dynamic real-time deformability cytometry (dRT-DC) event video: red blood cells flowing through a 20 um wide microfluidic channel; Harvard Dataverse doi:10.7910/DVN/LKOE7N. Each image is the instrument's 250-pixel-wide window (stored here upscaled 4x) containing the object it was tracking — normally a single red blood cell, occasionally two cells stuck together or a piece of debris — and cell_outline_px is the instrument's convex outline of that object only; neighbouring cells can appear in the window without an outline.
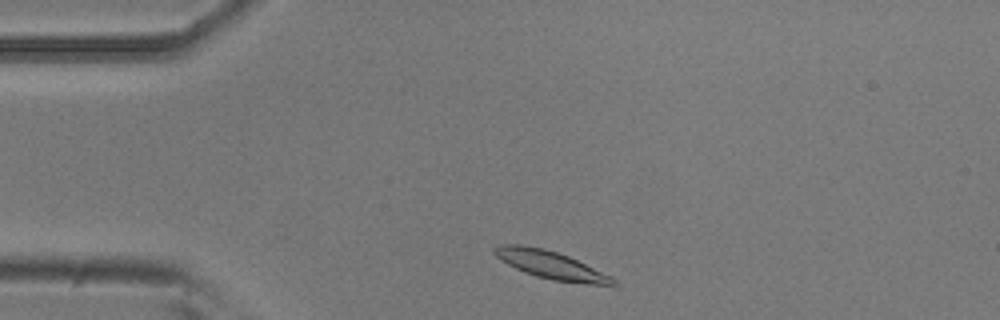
{"species": "common noctule bat (a hibernating species)", "species_latin": "Nyctalus noctula", "temperature_condition": "room temperature", "stored_images_in_passage": 46, "camera_frame_rate_fps": 3000, "um_per_image_px": 0.085, "animal": {"sex": "male", "body_mass_g": 20.5, "forearm_length_mm": 52.5}, "frame": {"image": 1, "passage_image": 3, "time_ms": 0.667, "image_size_px": [1000, 320], "cell_outline_px": [[620, 284], [616, 288], [552, 280], [536, 276], [524, 272], [500, 260], [492, 252], [492, 248], [500, 244], [524, 244], [544, 248], [568, 256], [612, 276]], "centroid_in_image_um": [46.91, 22.55], "position_along_channel_um": 38.1, "area_um2": 19.88}}
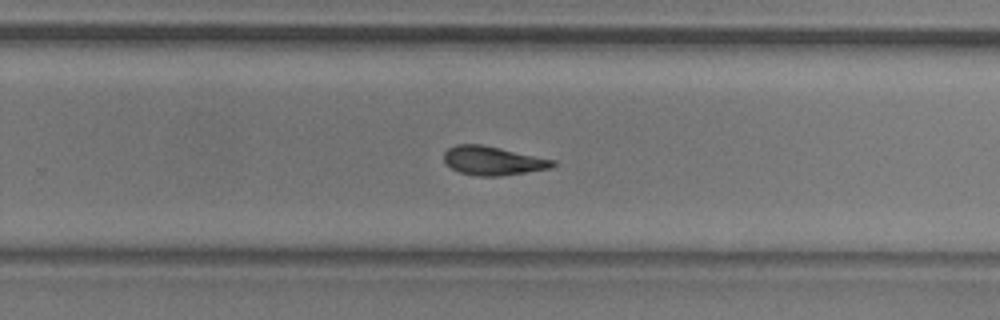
{"frame": {"image": 2, "passage_image": 26, "time_ms": 8.333, "image_size_px": [1000, 320], "cell_outline_px": [[556, 164], [552, 168], [500, 176], [480, 176], [460, 172], [452, 168], [444, 160], [444, 152], [448, 148], [456, 144], [480, 144], [500, 148], [556, 160]], "centroid_in_image_um": [41.91, 13.65], "position_along_channel_um": 287.9, "area_um2": 18.15}}
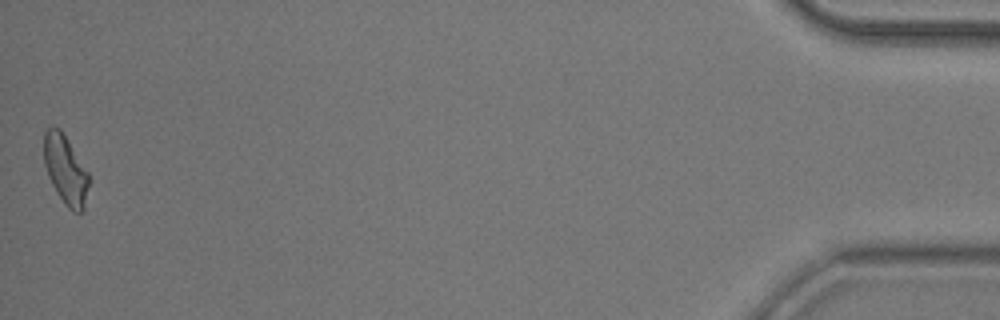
{"frame": {"image": 3, "passage_image": 46, "time_ms": 15.0, "image_size_px": [1000, 320], "cell_outline_px": [[88, 184], [84, 208], [80, 212], [72, 212], [64, 204], [56, 192], [48, 176], [44, 164], [44, 132], [48, 128], [60, 128], [88, 172]], "centroid_in_image_um": [5.55, 14.45], "position_along_channel_um": 429.7, "area_um2": 17.8}, "authors_computed_cell_mechanics": {"area_um2": 18.5538, "velocity_mm_per_s": 3.5711, "shape_relaxation_time_tau1_ms": 4.2414, "shape_relaxation_time_tau2_ms": 4.9362, "deformation_change_tau1": 0.1524, "deformation_change_tau2": 0.1271}}